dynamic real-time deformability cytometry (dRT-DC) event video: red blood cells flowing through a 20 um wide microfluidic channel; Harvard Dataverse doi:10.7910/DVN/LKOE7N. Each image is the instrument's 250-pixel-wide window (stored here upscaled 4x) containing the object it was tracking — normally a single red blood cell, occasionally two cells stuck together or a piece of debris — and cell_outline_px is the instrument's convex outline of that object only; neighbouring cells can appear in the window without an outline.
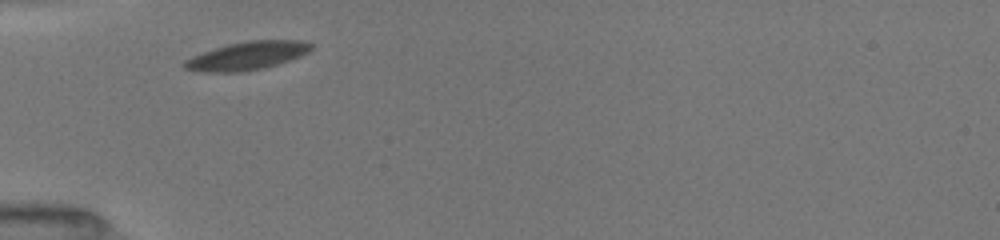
{"species": "common noctule bat (a hibernating species)", "species_latin": "Nyctalus noctula", "temperature_condition": "room temperature", "stored_images_in_passage": 27, "camera_frame_rate_fps": 3000, "um_per_image_px": 0.085, "animal": {"sex": "female", "body_mass_g": 19.5, "forearm_length_mm": 54.1}, "frame": {"image": 1, "passage_image": 1, "time_ms": 0.0, "image_size_px": [1000, 240], "cell_outline_px": [[312, 48], [308, 52], [300, 56], [276, 64], [260, 68], [240, 72], [200, 72], [184, 68], [180, 64], [184, 60], [192, 56], [228, 44], [248, 40], [300, 40], [312, 44]], "centroid_in_image_um": [20.96, 4.74], "position_along_channel_um": 64.0, "area_um2": 20.63}}
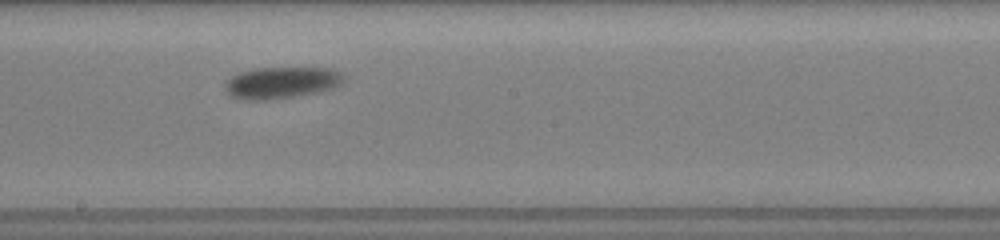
{"frame": {"image": 2, "passage_image": 7, "time_ms": 4.333, "image_size_px": [1000, 240], "cell_outline_px": [[344, 80], [340, 84], [332, 88], [316, 92], [268, 100], [244, 100], [228, 96], [224, 88], [224, 84], [232, 76], [240, 72], [256, 68], [332, 68], [340, 72]], "centroid_in_image_um": [23.86, 7.03], "position_along_channel_um": 224.3, "area_um2": 21.79}}
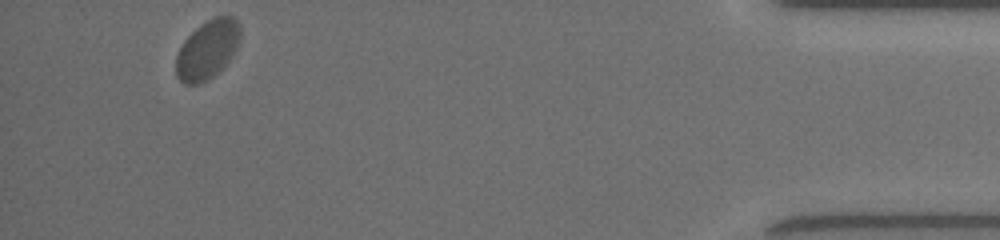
{"frame": {"image": 3, "passage_image": 24, "time_ms": 11.0, "image_size_px": [1000, 240], "cell_outline_px": [[240, 40], [236, 48], [228, 60], [212, 76], [200, 84], [184, 84], [176, 76], [176, 56], [184, 40], [200, 24], [216, 16], [232, 16], [240, 24]], "centroid_in_image_um": [17.62, 4.2], "position_along_channel_um": 417.6, "area_um2": 21.73}, "authors_computed_cell_mechanics": {"area_um2": 21.675, "velocity_mm_per_s": 3.814, "shape_relaxation_time_tau1_ms": 0.7272, "shape_relaxation_time_tau2_ms": null, "deformation_change_tau1": 0.0453, "deformation_change_tau2": null}}